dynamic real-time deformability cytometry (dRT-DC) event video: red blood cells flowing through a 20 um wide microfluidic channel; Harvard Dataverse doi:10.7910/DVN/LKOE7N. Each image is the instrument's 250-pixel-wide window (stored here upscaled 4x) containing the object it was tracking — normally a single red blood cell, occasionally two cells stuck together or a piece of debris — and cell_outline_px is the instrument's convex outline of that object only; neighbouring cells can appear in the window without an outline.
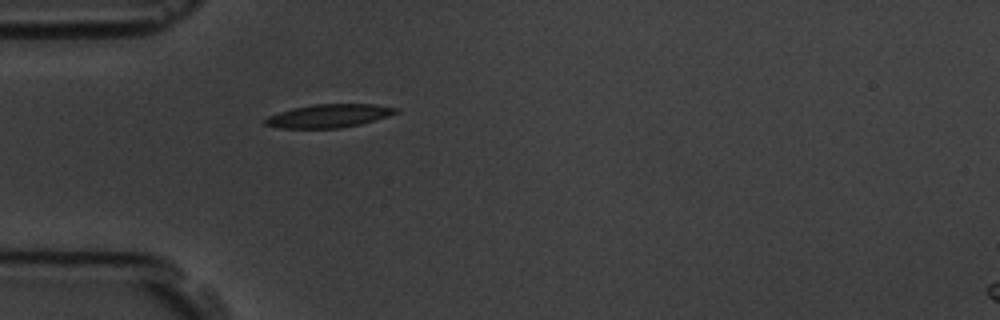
{"species": "common noctule bat (a hibernating species)", "species_latin": "Nyctalus noctula", "temperature_condition": "room temperature", "stored_images_in_passage": 1, "camera_frame_rate_fps": 3000, "um_per_image_px": 0.085, "animal": {"sex": "male", "body_mass_g": 19.5, "forearm_length_mm": 54.6}, "frame": {"image": 1, "passage_image": 1, "time_ms": 0.0, "image_size_px": [1000, 320], "cell_outline_px": [[400, 112], [388, 116], [360, 124], [340, 128], [280, 128], [264, 124], [264, 120], [268, 116], [292, 108], [316, 104], [376, 104], [400, 108]], "centroid_in_image_um": [27.99, 9.84], "position_along_channel_um": 57.0, "area_um2": 17.74}}